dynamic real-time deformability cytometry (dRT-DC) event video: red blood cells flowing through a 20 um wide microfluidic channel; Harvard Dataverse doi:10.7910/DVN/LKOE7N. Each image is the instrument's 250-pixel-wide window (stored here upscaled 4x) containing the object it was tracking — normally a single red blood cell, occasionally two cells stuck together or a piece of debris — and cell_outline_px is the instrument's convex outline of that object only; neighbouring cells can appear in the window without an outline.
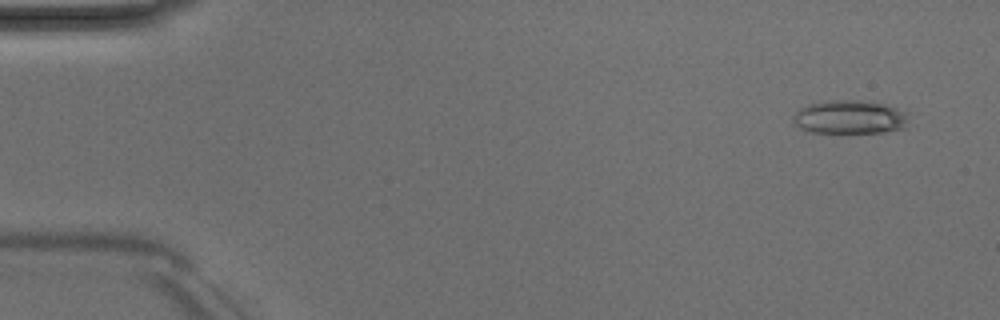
{"species": "Egyptian fruit bat (a non-hibernating species)", "species_latin": "Rousettus aegyptiacus", "temperature_condition": "room temperature", "stored_images_in_passage": 48, "camera_frame_rate_fps": 3000, "um_per_image_px": 0.085, "animal": {"sex": "male"}, "frame": {"image": 1, "passage_image": 1, "time_ms": 0.0, "image_size_px": [1000, 320], "cell_outline_px": [[912, 112], [904, 128], [884, 132], [808, 132], [792, 124], [792, 116], [800, 108], [808, 104], [824, 100], [860, 100], [884, 104]], "centroid_in_image_um": [72.24, 9.94], "position_along_channel_um": 12.8, "area_um2": 23.06}}
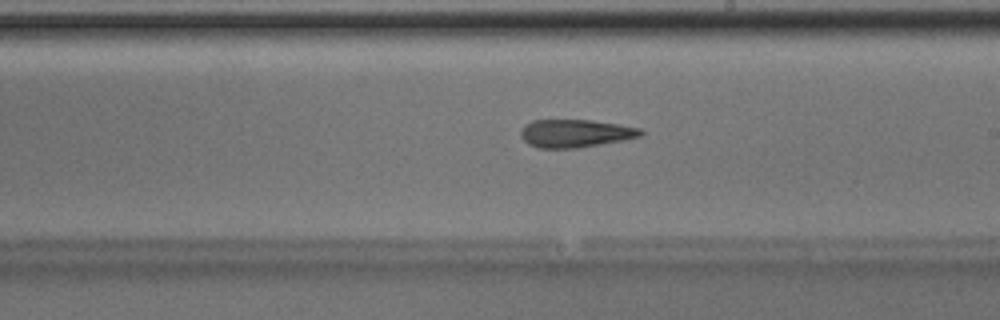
{"frame": {"image": 2, "passage_image": 27, "time_ms": 8.667, "image_size_px": [1000, 320], "cell_outline_px": [[644, 132], [640, 136], [624, 140], [576, 148], [540, 148], [528, 144], [520, 136], [520, 132], [524, 124], [532, 120], [592, 120], [620, 124], [640, 128]], "centroid_in_image_um": [48.89, 11.33], "position_along_channel_um": 240.1, "area_um2": 19.59}}
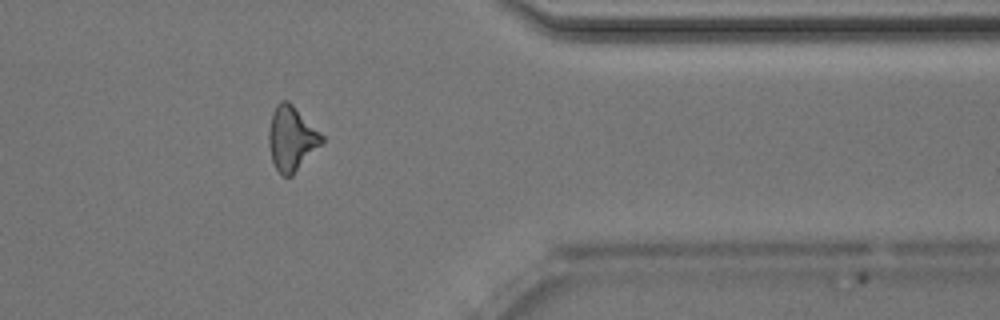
{"frame": {"image": 3, "passage_image": 39, "time_ms": 12.667, "image_size_px": [1000, 320], "cell_outline_px": [[324, 140], [292, 176], [284, 176], [276, 168], [272, 160], [268, 144], [268, 132], [272, 112], [276, 104], [280, 100], [288, 100], [324, 136]], "centroid_in_image_um": [24.75, 11.74], "position_along_channel_um": 386.6, "area_um2": 19.71}, "authors_computed_cell_mechanics": {"area_um2": 20.1433, "velocity_mm_per_s": 4.0329, "shape_relaxation_time_tau1_ms": 6.4283, "shape_relaxation_time_tau2_ms": 5.2358, "deformation_change_tau1": 0.1814, "deformation_change_tau2": 0.1946}}